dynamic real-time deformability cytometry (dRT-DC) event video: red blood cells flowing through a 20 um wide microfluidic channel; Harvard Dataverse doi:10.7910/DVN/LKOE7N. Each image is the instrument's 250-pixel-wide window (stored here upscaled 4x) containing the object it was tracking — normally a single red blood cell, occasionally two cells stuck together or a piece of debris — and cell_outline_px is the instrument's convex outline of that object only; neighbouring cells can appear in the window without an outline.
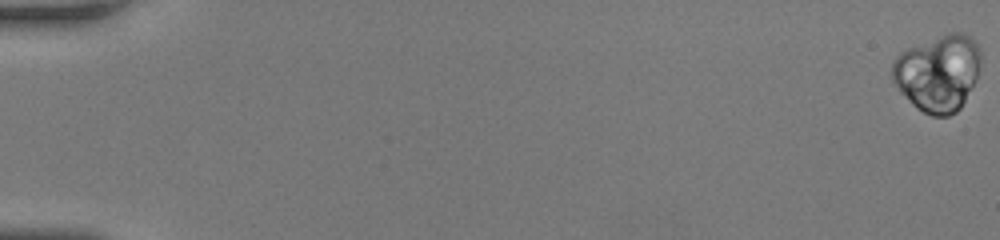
{"species": "human", "species_latin": "Homo sapiens", "temperature_condition": "room temperature", "stored_images_in_passage": 57, "camera_frame_rate_fps": 3000, "um_per_image_px": 0.085, "donor": {"sex": "female"}, "frame": {"image": 1, "passage_image": 1, "time_ms": 0.0, "image_size_px": [1000, 240], "cell_outline_px": [[980, 64], [976, 76], [960, 108], [956, 112], [948, 116], [932, 116], [916, 108], [900, 92], [892, 80], [892, 64], [896, 56], [900, 52], [908, 48], [952, 32], [964, 32], [972, 36], [980, 48]], "centroid_in_image_um": [79.72, 6.19], "position_along_channel_um": 5.3, "area_um2": 39.25}}
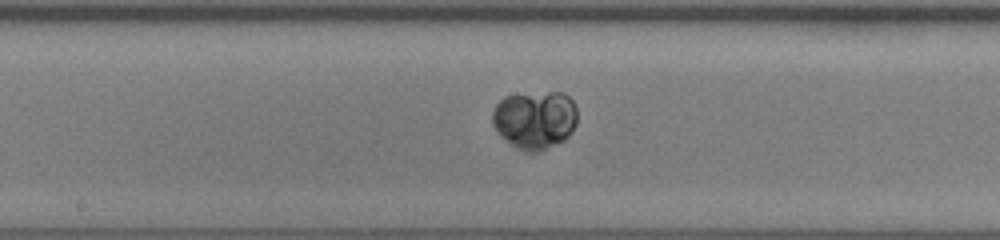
{"frame": {"image": 2, "passage_image": 33, "time_ms": 10.667, "image_size_px": [1000, 240], "cell_outline_px": [[576, 124], [572, 132], [564, 140], [536, 152], [524, 152], [516, 148], [500, 136], [496, 132], [492, 124], [492, 112], [496, 104], [504, 96], [548, 92], [564, 92], [572, 100], [576, 108]], "centroid_in_image_um": [45.44, 10.18], "position_along_channel_um": 202.8, "area_um2": 28.96}}
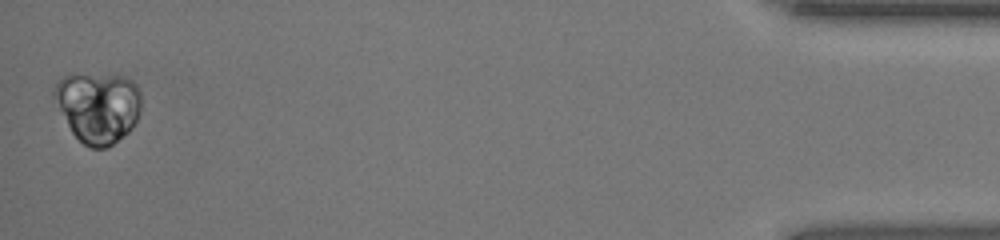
{"frame": {"image": 3, "passage_image": 57, "time_ms": 18.667, "image_size_px": [1000, 240], "cell_outline_px": [[140, 112], [132, 128], [128, 132], [112, 144], [104, 148], [92, 148], [84, 144], [72, 132], [52, 96], [52, 92], [56, 80], [60, 76], [68, 72], [76, 72], [120, 76], [132, 80], [136, 84], [140, 92]], "centroid_in_image_um": [8.29, 9.03], "position_along_channel_um": 426.9, "area_um2": 36.41}, "authors_computed_cell_mechanics": {"area_um2": 30.5762, "velocity_mm_per_s": 3.8291, "shape_relaxation_time_tau1_ms": 0.9119, "shape_relaxation_time_tau2_ms": null, "deformation_change_tau1": 0.009, "deformation_change_tau2": null}}